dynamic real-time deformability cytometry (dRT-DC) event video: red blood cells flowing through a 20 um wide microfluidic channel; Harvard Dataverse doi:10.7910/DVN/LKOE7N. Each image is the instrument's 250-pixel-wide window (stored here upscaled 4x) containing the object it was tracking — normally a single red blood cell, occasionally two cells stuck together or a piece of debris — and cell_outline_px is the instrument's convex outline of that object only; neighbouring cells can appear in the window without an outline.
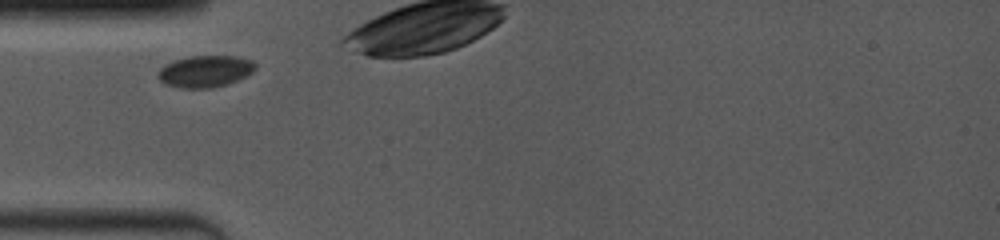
{"species": "common noctule bat (a hibernating species)", "species_latin": "Nyctalus noctula", "temperature_condition": "room temperature", "stored_images_in_passage": 21, "camera_frame_rate_fps": 4000, "um_per_image_px": 0.085, "animal": {"sex": "female", "body_mass_g": 19.0, "forearm_length_mm": 53.3}, "frame": {"image": 1, "passage_image": 1, "time_ms": 0.0, "image_size_px": [1000, 240], "cell_outline_px": [[256, 68], [252, 72], [228, 84], [212, 88], [180, 88], [164, 84], [156, 76], [156, 72], [164, 64], [188, 56], [236, 56], [252, 60], [256, 64]], "centroid_in_image_um": [17.4, 6.06], "position_along_channel_um": 67.6, "area_um2": 18.15}}
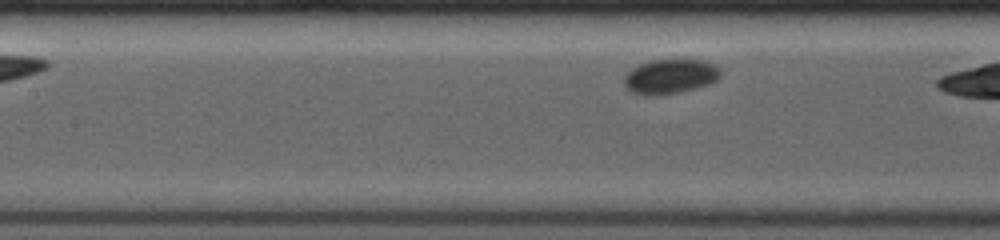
{"frame": {"image": 2, "passage_image": 7, "time_ms": 2.25, "image_size_px": [1000, 240], "cell_outline_px": [[720, 76], [716, 80], [708, 84], [680, 92], [656, 96], [644, 96], [628, 92], [624, 84], [624, 76], [632, 68], [640, 64], [652, 60], [704, 60], [720, 68]], "centroid_in_image_um": [56.91, 6.52], "position_along_channel_um": 150.5, "area_um2": 19.54}}
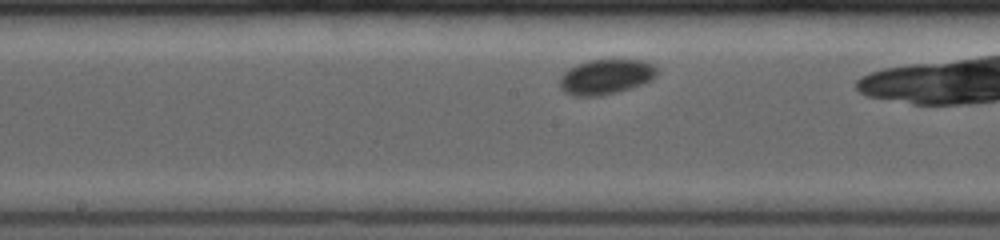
{"frame": {"image": 3, "passage_image": 12, "time_ms": 3.5, "image_size_px": [1000, 240], "cell_outline_px": [[656, 76], [652, 80], [616, 92], [600, 96], [572, 96], [564, 92], [560, 88], [560, 76], [568, 68], [576, 64], [588, 60], [640, 60], [656, 64]], "centroid_in_image_um": [51.46, 6.52], "position_along_channel_um": 196.7, "area_um2": 19.88}}